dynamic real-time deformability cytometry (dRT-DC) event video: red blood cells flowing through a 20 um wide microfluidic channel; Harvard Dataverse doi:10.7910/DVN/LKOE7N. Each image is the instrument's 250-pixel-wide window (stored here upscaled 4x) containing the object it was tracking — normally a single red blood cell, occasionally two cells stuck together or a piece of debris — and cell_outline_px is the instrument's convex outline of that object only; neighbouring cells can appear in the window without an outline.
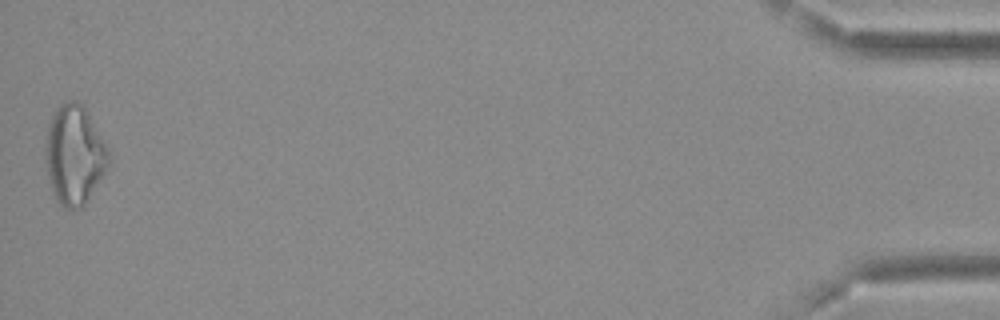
{"species": "Egyptian fruit bat (a non-hibernating species)", "species_latin": "Rousettus aegyptiacus", "temperature_condition": "cold", "stored_images_in_passage": 40, "camera_frame_rate_fps": 3000, "um_per_image_px": 0.085, "frame": {"image": 1, "passage_image": 40, "time_ms": 13.0, "image_size_px": [1000, 320], "cell_outline_px": [[112, 160], [84, 208], [64, 208], [60, 204], [52, 188], [48, 176], [44, 160], [44, 148], [48, 124], [52, 112], [60, 104], [68, 100], [76, 100], [84, 104], [108, 148]], "centroid_in_image_um": [6.33, 13.13], "position_along_channel_um": 428.9, "area_um2": 37.22}, "authors_computed_cell_mechanics": {"area_um2": 25.2586, "velocity_mm_per_s": 3.6872, "shape_relaxation_time_tau1_ms": null, "shape_relaxation_time_tau2_ms": 4.3013, "deformation_change_tau1": null, "deformation_change_tau2": 0.1145}}